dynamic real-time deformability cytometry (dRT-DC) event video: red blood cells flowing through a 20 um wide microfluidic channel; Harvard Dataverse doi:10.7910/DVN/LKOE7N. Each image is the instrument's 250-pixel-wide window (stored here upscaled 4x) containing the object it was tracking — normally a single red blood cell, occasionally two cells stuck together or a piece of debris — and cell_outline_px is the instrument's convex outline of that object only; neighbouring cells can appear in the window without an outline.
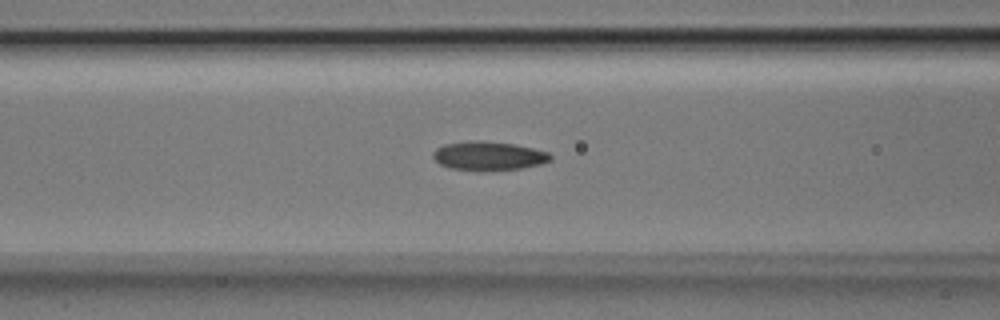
{"species": "Egyptian fruit bat (a non-hibernating species)", "species_latin": "Rousettus aegyptiacus", "temperature_condition": "room temperature", "stored_images_in_passage": 42, "camera_frame_rate_fps": 3000, "um_per_image_px": 0.085, "animal": {"sex": "male"}, "frame": {"image": 1, "passage_image": 21, "time_ms": 6.667, "image_size_px": [1000, 320], "cell_outline_px": [[552, 160], [544, 164], [520, 168], [484, 172], [448, 168], [440, 164], [432, 156], [432, 152], [436, 148], [444, 144], [472, 140], [476, 140], [512, 144], [532, 148], [548, 152], [552, 156]], "centroid_in_image_um": [41.52, 13.27], "position_along_channel_um": 125.1, "area_um2": 20.06}}
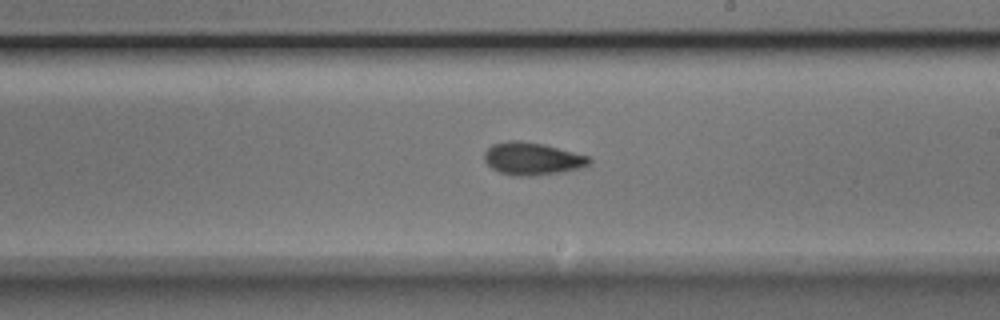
{"frame": {"image": 2, "passage_image": 30, "time_ms": 9.667, "image_size_px": [1000, 320], "cell_outline_px": [[592, 164], [580, 168], [564, 172], [532, 176], [512, 176], [500, 172], [492, 168], [484, 160], [484, 152], [492, 144], [508, 140], [520, 140], [544, 144], [588, 156], [592, 160]], "centroid_in_image_um": [45.25, 13.49], "position_along_channel_um": 243.8, "area_um2": 20.11}}
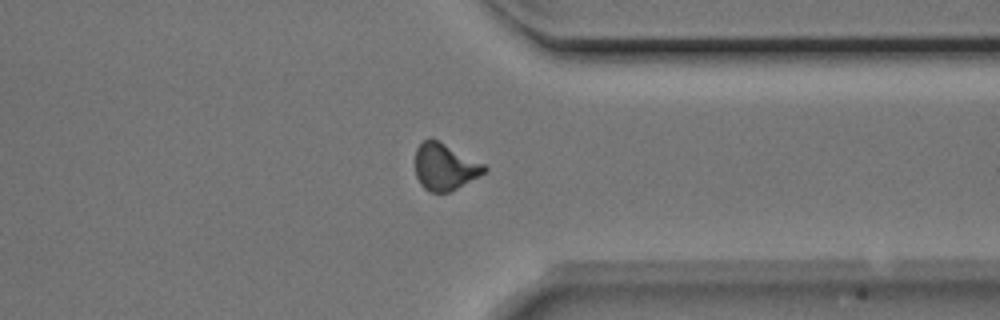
{"frame": {"image": 3, "passage_image": 40, "time_ms": 13.0, "image_size_px": [1000, 320], "cell_outline_px": [[488, 172], [448, 192], [428, 192], [420, 184], [416, 176], [416, 148], [424, 140], [436, 140], [484, 164], [488, 168]], "centroid_in_image_um": [37.81, 14.21], "position_along_channel_um": 373.6, "area_um2": 18.44}}